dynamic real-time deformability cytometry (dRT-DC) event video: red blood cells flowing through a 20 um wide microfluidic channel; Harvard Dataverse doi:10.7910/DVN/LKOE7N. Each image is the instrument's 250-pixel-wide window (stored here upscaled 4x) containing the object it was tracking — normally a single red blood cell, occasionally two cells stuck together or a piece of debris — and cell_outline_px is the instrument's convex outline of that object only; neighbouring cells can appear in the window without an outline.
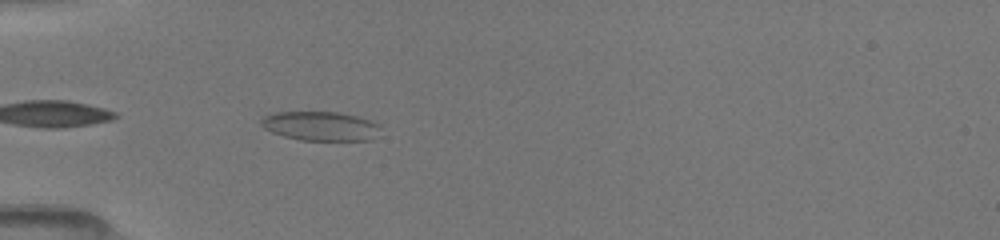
{"species": "common noctule bat (a hibernating species)", "species_latin": "Nyctalus noctula", "temperature_condition": "room temperature", "stored_images_in_passage": 22, "camera_frame_rate_fps": 3000, "um_per_image_px": 0.085, "animal": {"sex": "female", "body_mass_g": 19.5, "forearm_length_mm": 54.1}, "frame": {"image": 1, "passage_image": 3, "time_ms": 0.667, "image_size_px": [1000, 240], "cell_outline_px": [[380, 124], [368, 140], [300, 140], [284, 136], [272, 132], [264, 128], [260, 124], [260, 120], [264, 116], [276, 112], [340, 112], [356, 116]], "centroid_in_image_um": [27.14, 10.7], "position_along_channel_um": 57.9, "area_um2": 19.88}}
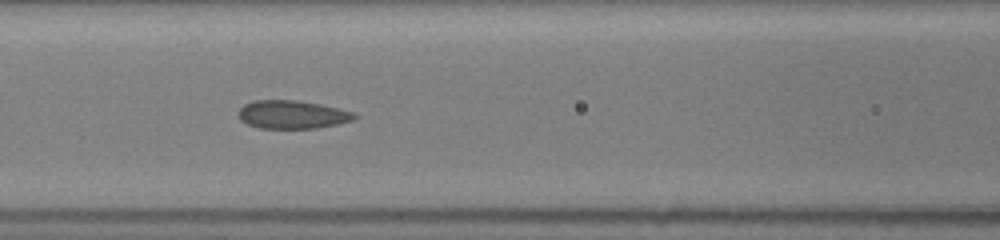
{"frame": {"image": 2, "passage_image": 10, "time_ms": 3.0, "image_size_px": [1000, 240], "cell_outline_px": [[360, 116], [352, 120], [336, 124], [316, 128], [260, 128], [248, 124], [240, 120], [236, 112], [244, 104], [252, 100], [300, 100], [320, 104], [356, 112]], "centroid_in_image_um": [24.83, 9.72], "position_along_channel_um": 141.8, "area_um2": 19.31}}
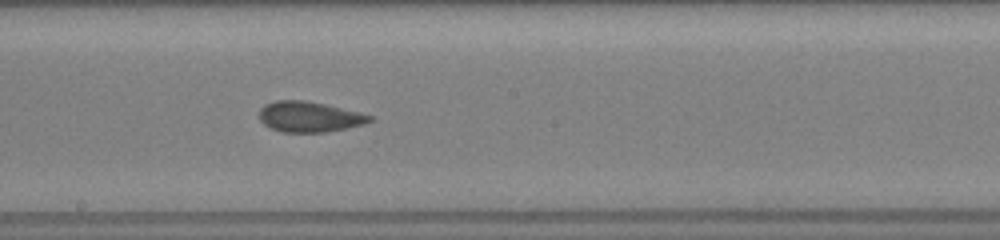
{"frame": {"image": 3, "passage_image": 16, "time_ms": 5.0, "image_size_px": [1000, 240], "cell_outline_px": [[376, 120], [364, 124], [324, 132], [280, 132], [268, 128], [260, 120], [260, 108], [264, 104], [276, 100], [304, 100], [324, 104], [360, 112], [372, 116]], "centroid_in_image_um": [26.27, 9.92], "position_along_channel_um": 221.9, "area_um2": 19.71}}